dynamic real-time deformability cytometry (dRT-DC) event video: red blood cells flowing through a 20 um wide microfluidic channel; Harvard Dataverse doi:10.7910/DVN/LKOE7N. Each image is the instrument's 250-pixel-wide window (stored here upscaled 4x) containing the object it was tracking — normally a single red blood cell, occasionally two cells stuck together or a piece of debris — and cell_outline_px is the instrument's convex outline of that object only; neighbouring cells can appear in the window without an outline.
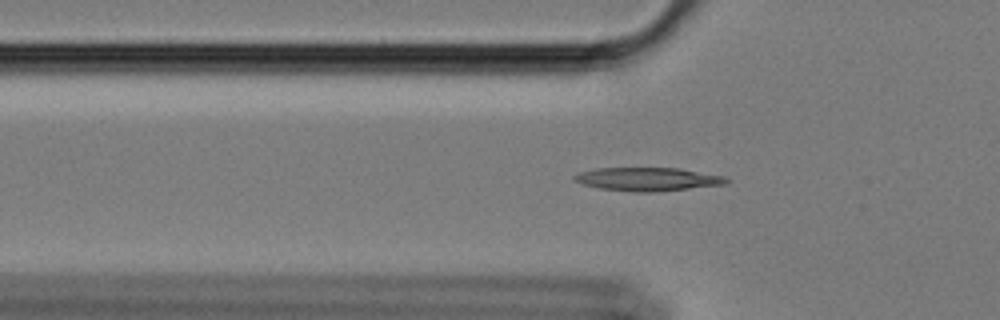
{"species": "Egyptian fruit bat (a non-hibernating species)", "species_latin": "Rousettus aegyptiacus", "temperature_condition": "cold", "stored_images_in_passage": 58, "camera_frame_rate_fps": 3000, "um_per_image_px": 0.085, "animal": {"sex": "female"}, "frame": {"image": 1, "passage_image": 19, "time_ms": 6.0, "image_size_px": [1000, 320], "cell_outline_px": [[732, 180], [728, 184], [652, 192], [636, 192], [600, 188], [584, 184], [576, 180], [572, 176], [580, 172], [596, 168], [680, 168], [724, 176]], "centroid_in_image_um": [55.12, 15.22], "position_along_channel_um": 70.7, "area_um2": 20.63}}
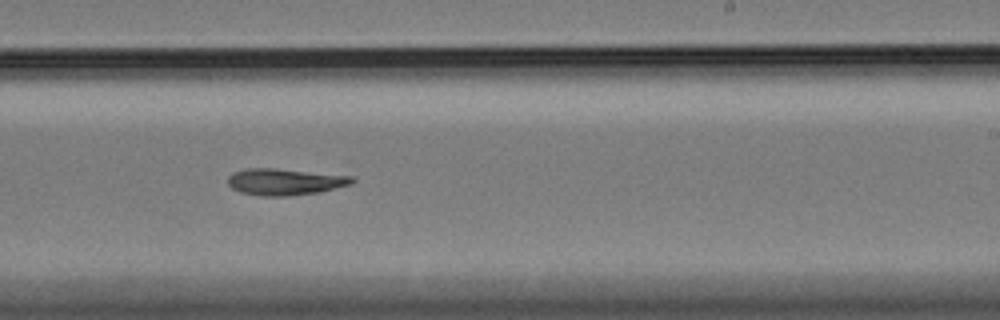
{"frame": {"image": 2, "passage_image": 36, "time_ms": 11.667, "image_size_px": [1000, 320], "cell_outline_px": [[356, 180], [352, 184], [320, 192], [288, 196], [260, 196], [240, 192], [232, 188], [228, 184], [228, 176], [232, 172], [248, 168], [272, 168], [352, 176]], "centroid_in_image_um": [24.2, 15.46], "position_along_channel_um": 264.8, "area_um2": 19.25}}
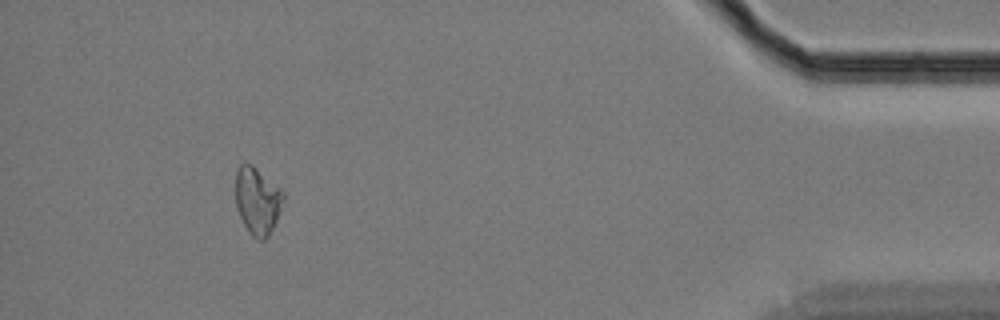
{"frame": {"image": 3, "passage_image": 54, "time_ms": 17.667, "image_size_px": [1000, 320], "cell_outline_px": [[284, 200], [276, 220], [268, 236], [264, 240], [256, 240], [248, 232], [240, 216], [236, 204], [236, 168], [240, 164], [252, 164], [280, 188], [284, 192]], "centroid_in_image_um": [21.88, 17.06], "position_along_channel_um": 413.3, "area_um2": 18.61}}